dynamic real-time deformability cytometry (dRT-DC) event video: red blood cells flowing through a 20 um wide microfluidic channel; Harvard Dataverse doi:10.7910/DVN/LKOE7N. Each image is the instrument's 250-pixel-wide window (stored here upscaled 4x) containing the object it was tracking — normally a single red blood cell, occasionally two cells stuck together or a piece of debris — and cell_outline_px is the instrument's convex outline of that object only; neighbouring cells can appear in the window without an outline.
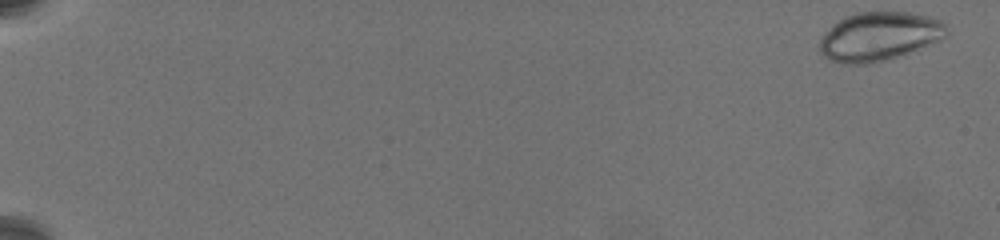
{"species": "common noctule bat (a hibernating species)", "species_latin": "Nyctalus noctula", "temperature_condition": "warm", "stored_images_in_passage": 53, "camera_frame_rate_fps": 3000, "um_per_image_px": 0.085, "animal": {"sex": "female", "body_mass_g": 19.5, "forearm_length_mm": 54.1}, "frame": {"image": 1, "passage_image": 1, "time_ms": 0.0, "image_size_px": [1000, 240], "cell_outline_px": [[948, 36], [888, 60], [872, 64], [848, 64], [832, 60], [824, 56], [820, 52], [820, 40], [824, 32], [844, 16], [856, 12], [908, 12], [928, 16], [940, 20], [948, 24]], "centroid_in_image_um": [74.74, 3.08], "position_along_channel_um": 10.3, "area_um2": 36.07}}
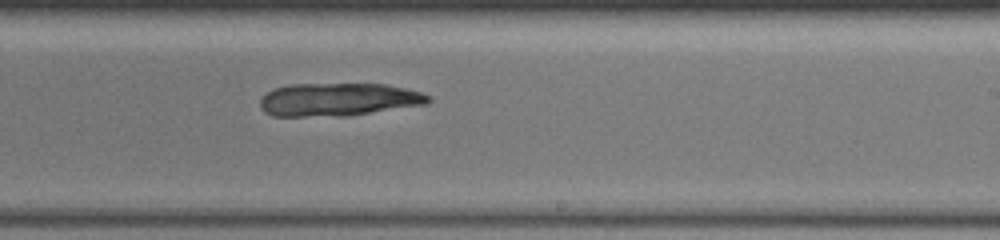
{"frame": {"image": 2, "passage_image": 31, "time_ms": 13.333, "image_size_px": [1000, 240], "cell_outline_px": [[432, 100], [428, 104], [344, 116], [272, 116], [264, 112], [260, 108], [260, 100], [272, 88], [288, 84], [388, 84], [420, 92], [432, 96]], "centroid_in_image_um": [28.76, 8.46], "position_along_channel_um": 260.2, "area_um2": 32.54}}
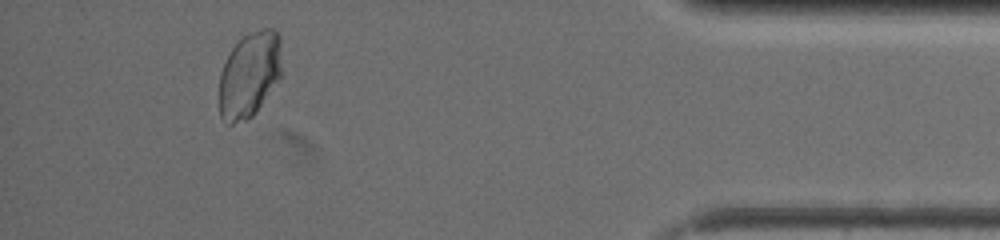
{"frame": {"image": 3, "passage_image": 49, "time_ms": 19.0, "image_size_px": [1000, 240], "cell_outline_px": [[280, 76], [256, 112], [252, 116], [244, 120], [232, 124], [228, 124], [220, 116], [220, 72], [232, 48], [240, 36], [248, 32], [264, 28], [276, 28], [280, 36]], "centroid_in_image_um": [21.2, 6.3], "position_along_channel_um": 414.0, "area_um2": 31.1}}